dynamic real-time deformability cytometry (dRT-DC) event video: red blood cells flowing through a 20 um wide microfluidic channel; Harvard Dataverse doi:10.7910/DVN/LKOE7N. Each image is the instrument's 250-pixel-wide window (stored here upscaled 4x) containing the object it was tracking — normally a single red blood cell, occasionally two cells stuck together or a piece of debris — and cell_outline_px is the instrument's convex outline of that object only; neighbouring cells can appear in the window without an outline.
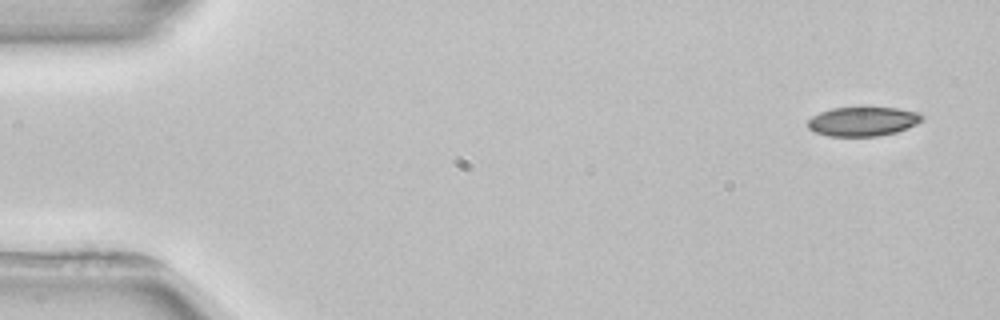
{"species": "common noctule bat (a hibernating species)", "species_latin": "Nyctalus noctula", "temperature_condition": "room temperature", "stored_images_in_passage": 5, "camera_frame_rate_fps": 3000, "um_per_image_px": 0.085, "animal": {"sex": "female", "body_mass_g": 22.7, "forearm_length_mm": 54.2}, "frame": {"image": 1, "passage_image": 1, "time_ms": 0.0, "image_size_px": [1000, 320], "cell_outline_px": [[924, 120], [916, 124], [896, 132], [880, 136], [828, 136], [816, 132], [808, 128], [808, 120], [812, 116], [820, 112], [832, 108], [896, 108], [920, 112], [924, 116]], "centroid_in_image_um": [73.37, 10.32], "position_along_channel_um": 11.6, "area_um2": 19.42}}
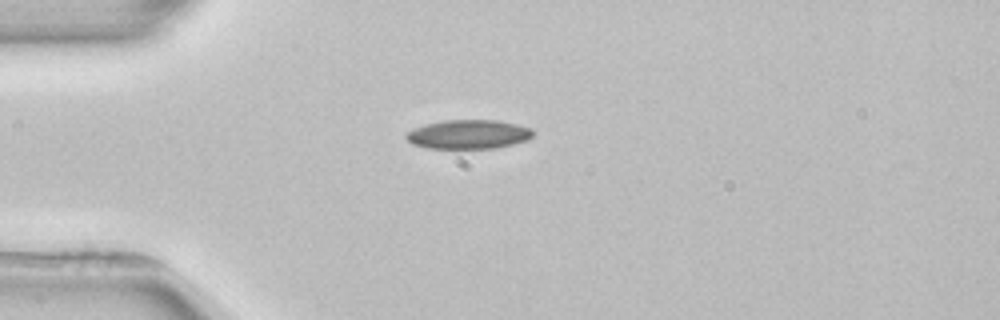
{"frame": {"image": 2, "passage_image": 4, "time_ms": 3.667, "image_size_px": [1000, 320], "cell_outline_px": [[532, 136], [528, 140], [496, 148], [428, 148], [412, 144], [404, 136], [412, 128], [424, 124], [444, 120], [496, 120], [516, 124], [532, 128]], "centroid_in_image_um": [39.8, 11.41], "position_along_channel_um": 45.2, "area_um2": 21.5}}
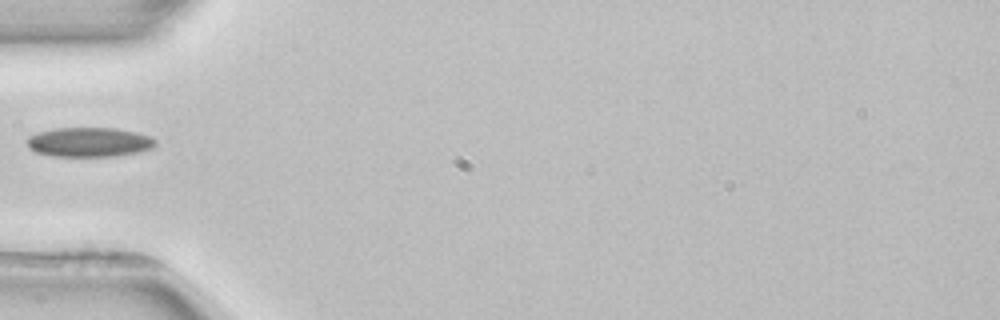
{"frame": {"image": 3, "passage_image": 5, "time_ms": 5.0, "image_size_px": [1000, 320], "cell_outline_px": [[156, 144], [152, 148], [136, 152], [116, 156], [52, 156], [36, 152], [28, 148], [24, 140], [28, 136], [40, 132], [56, 128], [116, 128], [136, 132], [152, 136], [156, 140]], "centroid_in_image_um": [7.56, 12.08], "position_along_channel_um": 77.4, "area_um2": 22.2}}